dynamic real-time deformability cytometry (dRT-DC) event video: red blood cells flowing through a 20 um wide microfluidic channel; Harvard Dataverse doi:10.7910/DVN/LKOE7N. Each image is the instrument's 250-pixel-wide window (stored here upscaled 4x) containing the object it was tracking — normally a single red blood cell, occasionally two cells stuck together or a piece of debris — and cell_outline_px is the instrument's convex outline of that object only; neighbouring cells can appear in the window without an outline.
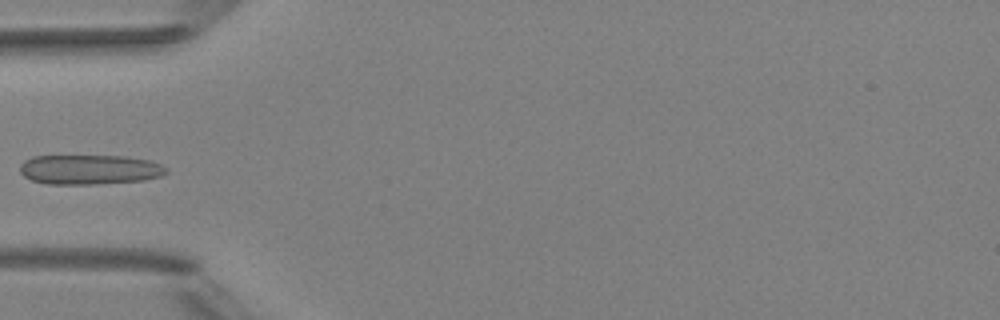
{"species": "Egyptian fruit bat (a non-hibernating species)", "species_latin": "Rousettus aegyptiacus", "temperature_condition": "room temperature", "stored_images_in_passage": 4, "camera_frame_rate_fps": 3000, "um_per_image_px": 0.085, "animal": {"sex": "female"}, "frame": {"image": 1, "passage_image": 4, "time_ms": 3.333, "image_size_px": [1000, 320], "cell_outline_px": [[168, 172], [160, 176], [144, 180], [96, 184], [48, 184], [32, 180], [24, 176], [20, 172], [20, 164], [24, 160], [32, 156], [124, 156], [152, 160], [168, 168]], "centroid_in_image_um": [7.62, 14.41], "position_along_channel_um": 77.4, "area_um2": 25.49}}